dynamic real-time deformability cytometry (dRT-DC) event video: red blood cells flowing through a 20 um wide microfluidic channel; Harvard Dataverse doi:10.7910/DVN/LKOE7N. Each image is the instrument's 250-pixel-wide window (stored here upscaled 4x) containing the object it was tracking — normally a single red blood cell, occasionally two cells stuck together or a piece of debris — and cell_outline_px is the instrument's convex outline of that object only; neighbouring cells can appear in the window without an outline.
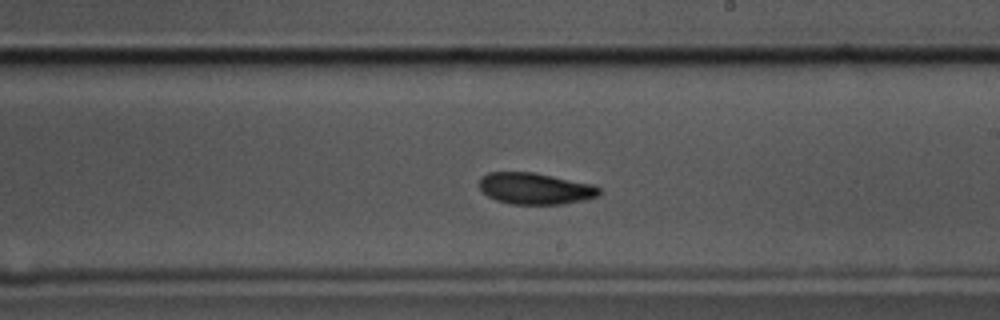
{"species": "common noctule bat (a hibernating species)", "species_latin": "Nyctalus noctula", "temperature_condition": "cold", "stored_images_in_passage": 55, "camera_frame_rate_fps": 3000, "um_per_image_px": 0.085, "animal": {"sex": "male", "body_mass_g": 17.5, "forearm_length_mm": 52.3}, "frame": {"image": 1, "passage_image": 30, "time_ms": 9.667, "image_size_px": [1000, 320], "cell_outline_px": [[600, 196], [584, 200], [564, 204], [512, 204], [496, 200], [488, 196], [480, 188], [480, 180], [488, 172], [532, 172], [596, 184], [600, 188]], "centroid_in_image_um": [45.56, 16.03], "position_along_channel_um": 243.4, "area_um2": 22.08}}
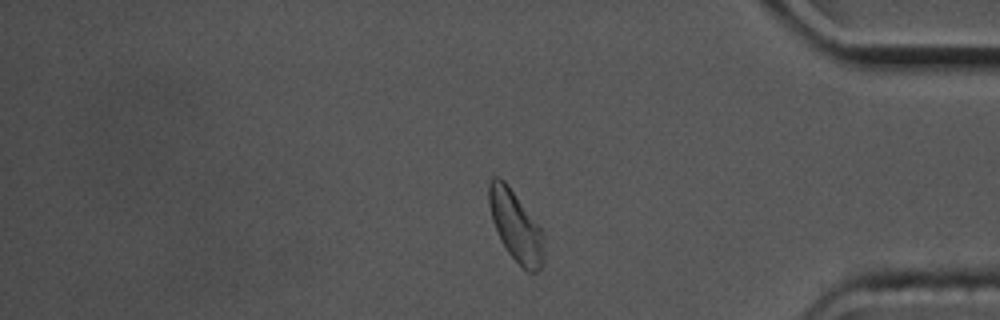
{"frame": {"image": 2, "passage_image": 45, "time_ms": 14.667, "image_size_px": [1000, 320], "cell_outline_px": [[544, 252], [540, 268], [536, 272], [528, 272], [508, 252], [500, 240], [492, 220], [488, 204], [488, 184], [492, 176], [500, 176], [508, 184], [540, 224], [544, 232]], "centroid_in_image_um": [43.84, 19.15], "position_along_channel_um": 391.4, "area_um2": 23.0}}
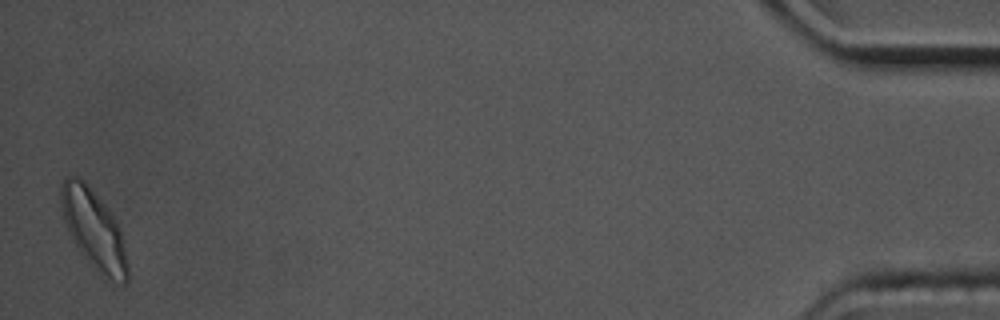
{"frame": {"image": 3, "passage_image": 54, "time_ms": 17.667, "image_size_px": [1000, 320], "cell_outline_px": [[128, 280], [124, 284], [120, 284], [104, 280], [80, 252], [72, 240], [64, 220], [60, 204], [60, 184], [64, 176], [76, 176], [84, 180], [88, 184], [120, 224], [124, 240], [128, 264]], "centroid_in_image_um": [7.99, 19.53], "position_along_channel_um": 427.2, "area_um2": 31.56}, "authors_computed_cell_mechanics": {"area_um2": 22.7154, "velocity_mm_per_s": 3.4407, "shape_relaxation_time_tau1_ms": 3.3575, "shape_relaxation_time_tau2_ms": 6.595, "deformation_change_tau1": 0.1061, "deformation_change_tau2": 0.1165}}